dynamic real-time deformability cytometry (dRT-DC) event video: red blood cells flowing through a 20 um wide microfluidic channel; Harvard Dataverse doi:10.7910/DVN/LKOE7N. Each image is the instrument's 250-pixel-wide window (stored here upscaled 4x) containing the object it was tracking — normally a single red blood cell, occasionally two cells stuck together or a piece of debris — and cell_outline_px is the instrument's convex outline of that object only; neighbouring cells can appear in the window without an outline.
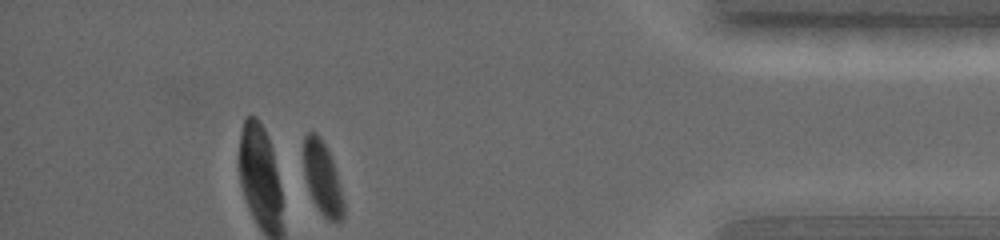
{"species": "common noctule bat (a hibernating species)", "species_latin": "Nyctalus noctula", "temperature_condition": "warm", "stored_images_in_passage": 31, "camera_frame_rate_fps": 5000, "um_per_image_px": 0.085, "animal": {"sex": "female", "body_mass_g": 19.0, "forearm_length_mm": 56.7}, "frame": {"image": 1, "passage_image": 31, "time_ms": 7.4, "image_size_px": [1000, 240], "cell_outline_px": [[344, 216], [340, 220], [328, 220], [324, 216], [316, 204], [312, 196], [308, 184], [304, 164], [304, 140], [312, 132], [320, 140], [328, 156], [332, 168], [344, 208]], "centroid_in_image_um": [27.38, 15.24], "position_along_channel_um": 407.8, "area_um2": 14.85}}